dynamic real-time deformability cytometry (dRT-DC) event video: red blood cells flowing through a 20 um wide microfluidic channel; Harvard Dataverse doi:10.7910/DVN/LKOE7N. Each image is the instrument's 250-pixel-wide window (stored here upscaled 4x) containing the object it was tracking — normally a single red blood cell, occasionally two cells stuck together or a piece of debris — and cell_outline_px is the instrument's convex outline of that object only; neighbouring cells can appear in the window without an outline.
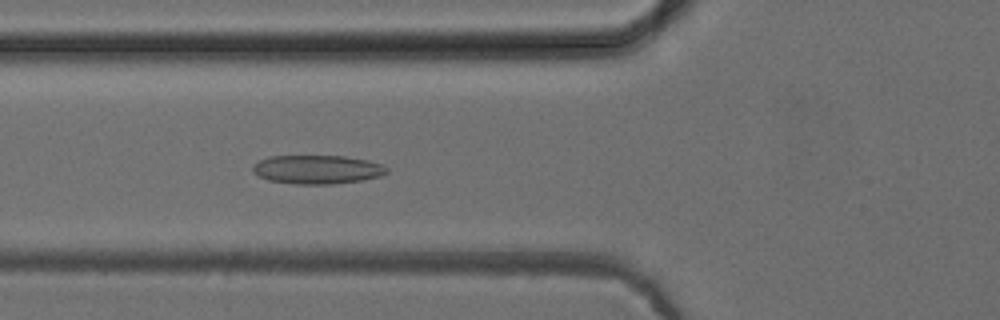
{"species": "common noctule bat (a hibernating species)", "species_latin": "Nyctalus noctula", "temperature_condition": "cold", "stored_images_in_passage": 53, "camera_frame_rate_fps": 3000, "um_per_image_px": 0.085, "animal": {"sex": "female", "body_mass_g": 24.6, "forearm_length_mm": 56.2}, "frame": {"image": 1, "passage_image": 20, "time_ms": 6.333, "image_size_px": [1000, 320], "cell_outline_px": [[388, 172], [380, 176], [364, 180], [332, 184], [296, 184], [268, 180], [252, 172], [252, 164], [268, 156], [344, 156], [368, 160], [380, 164], [388, 168]], "centroid_in_image_um": [26.95, 14.4], "position_along_channel_um": 98.8, "area_um2": 22.54}}
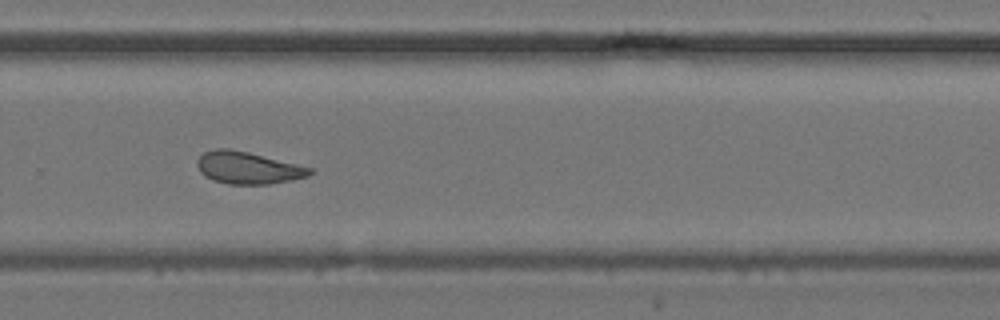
{"frame": {"image": 2, "passage_image": 36, "time_ms": 11.667, "image_size_px": [1000, 320], "cell_outline_px": [[312, 172], [308, 176], [292, 180], [268, 184], [228, 184], [212, 180], [204, 176], [200, 172], [196, 164], [196, 160], [204, 152], [216, 148], [228, 148], [248, 152], [312, 168]], "centroid_in_image_um": [21.02, 14.27], "position_along_channel_um": 308.8, "area_um2": 21.04}}
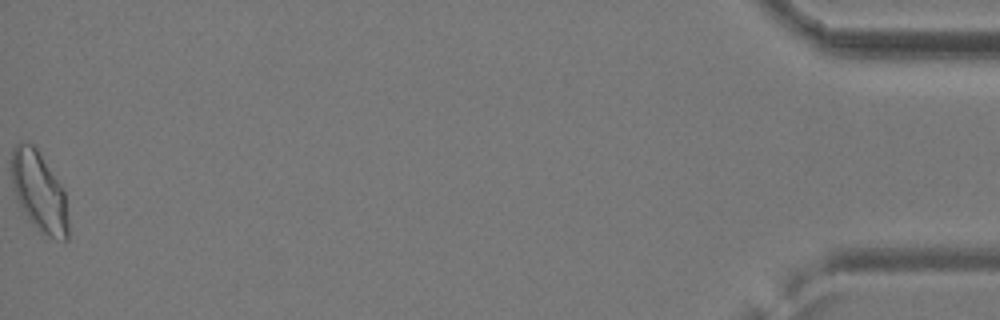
{"frame": {"image": 3, "passage_image": 53, "time_ms": 17.333, "image_size_px": [1000, 320], "cell_outline_px": [[68, 240], [64, 240], [48, 236], [40, 232], [32, 224], [20, 208], [16, 200], [12, 184], [12, 148], [20, 140], [32, 144], [36, 148], [60, 184], [64, 192], [68, 216]], "centroid_in_image_um": [3.3, 16.31], "position_along_channel_um": 431.9, "area_um2": 26.36}, "authors_computed_cell_mechanics": {"area_um2": 21.964, "velocity_mm_per_s": 3.9347, "shape_relaxation_time_tau1_ms": 6.6734, "shape_relaxation_time_tau2_ms": 2.2638, "deformation_change_tau1": 0.1375, "deformation_change_tau2": 0.0905}}